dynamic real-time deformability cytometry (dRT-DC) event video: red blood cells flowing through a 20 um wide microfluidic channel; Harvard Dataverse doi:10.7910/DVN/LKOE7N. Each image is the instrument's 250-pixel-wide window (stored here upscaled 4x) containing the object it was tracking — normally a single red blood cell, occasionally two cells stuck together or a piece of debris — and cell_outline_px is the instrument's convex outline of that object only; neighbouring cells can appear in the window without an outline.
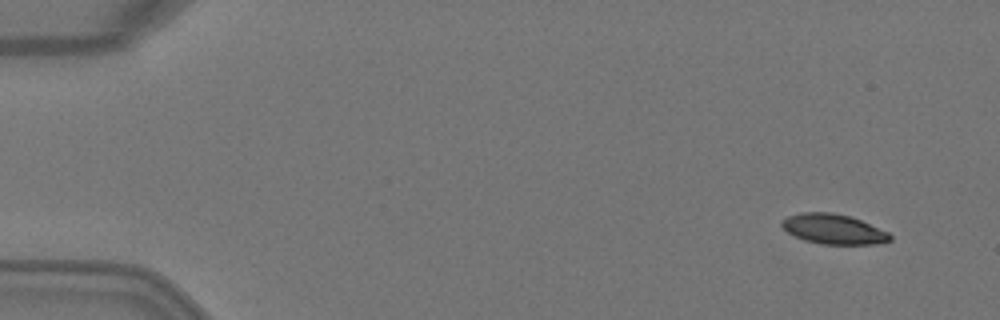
{"species": "Egyptian fruit bat (a non-hibernating species)", "species_latin": "Rousettus aegyptiacus", "temperature_condition": "warm", "stored_images_in_passage": 4, "camera_frame_rate_fps": 3000, "um_per_image_px": 0.085, "animal": {"sex": "female"}, "frame": {"image": 1, "passage_image": 1, "time_ms": 0.0, "image_size_px": [1000, 320], "cell_outline_px": [[892, 240], [876, 244], [824, 244], [804, 240], [788, 232], [780, 224], [780, 220], [788, 216], [800, 212], [832, 212], [852, 216], [888, 232], [892, 236]], "centroid_in_image_um": [70.85, 19.46], "position_along_channel_um": 14.2, "area_um2": 18.96}}